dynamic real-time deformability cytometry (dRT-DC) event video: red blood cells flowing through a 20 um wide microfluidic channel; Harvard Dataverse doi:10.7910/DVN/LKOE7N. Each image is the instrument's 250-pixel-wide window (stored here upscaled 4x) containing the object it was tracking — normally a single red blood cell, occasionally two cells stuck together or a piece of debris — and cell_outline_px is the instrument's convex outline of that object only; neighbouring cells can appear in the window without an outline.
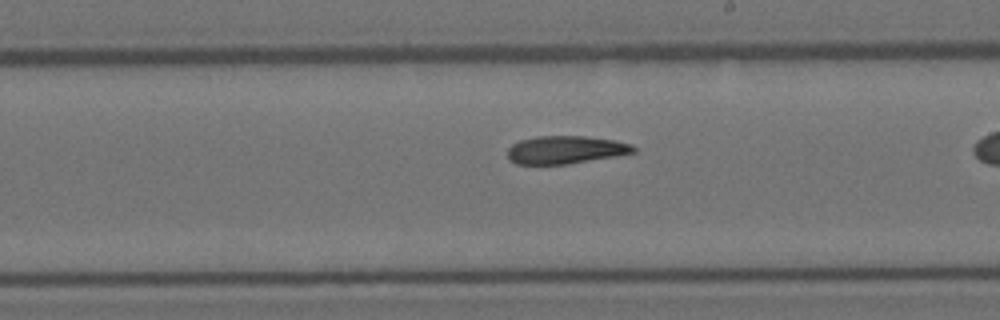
{"species": "Egyptian fruit bat (a non-hibernating species)", "species_latin": "Rousettus aegyptiacus", "temperature_condition": "room temperature", "stored_images_in_passage": 36, "camera_frame_rate_fps": 3000, "um_per_image_px": 0.085, "animal": {"sex": "female"}, "frame": {"image": 1, "passage_image": 26, "time_ms": 8.333, "image_size_px": [1000, 320], "cell_outline_px": [[636, 152], [616, 156], [568, 164], [516, 164], [508, 160], [508, 148], [512, 144], [520, 140], [536, 136], [584, 136], [612, 140], [632, 144], [636, 148]], "centroid_in_image_um": [48.05, 12.73], "position_along_channel_um": 240.9, "area_um2": 20.52}}